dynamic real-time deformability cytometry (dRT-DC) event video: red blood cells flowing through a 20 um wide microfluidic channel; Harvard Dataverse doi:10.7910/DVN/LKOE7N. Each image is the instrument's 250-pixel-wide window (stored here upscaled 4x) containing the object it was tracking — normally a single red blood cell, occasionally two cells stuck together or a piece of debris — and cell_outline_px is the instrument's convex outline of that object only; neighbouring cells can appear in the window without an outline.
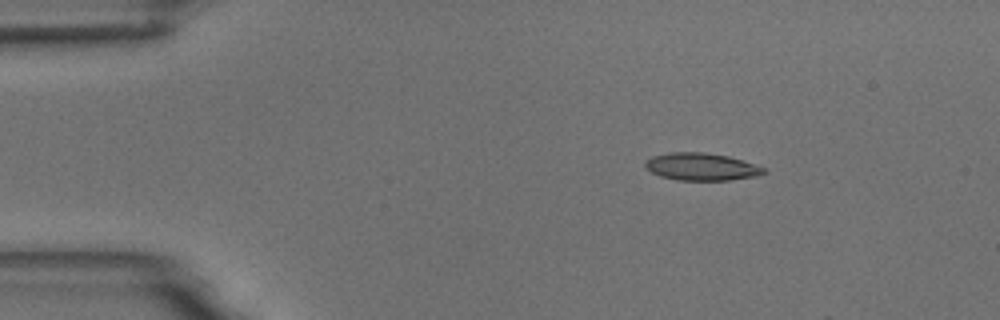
{"species": "common noctule bat (a hibernating species)", "species_latin": "Nyctalus noctula", "temperature_condition": "room temperature", "stored_images_in_passage": 3, "camera_frame_rate_fps": 3000, "um_per_image_px": 0.085, "animal": {"sex": "male", "body_mass_g": 18.8}, "frame": {"image": 1, "passage_image": 2, "time_ms": 1.0, "image_size_px": [1000, 320], "cell_outline_px": [[768, 172], [756, 176], [728, 180], [676, 180], [660, 176], [644, 168], [644, 164], [652, 156], [672, 152], [704, 152], [728, 156], [764, 168]], "centroid_in_image_um": [59.58, 14.17], "position_along_channel_um": 25.4, "area_um2": 18.79}}